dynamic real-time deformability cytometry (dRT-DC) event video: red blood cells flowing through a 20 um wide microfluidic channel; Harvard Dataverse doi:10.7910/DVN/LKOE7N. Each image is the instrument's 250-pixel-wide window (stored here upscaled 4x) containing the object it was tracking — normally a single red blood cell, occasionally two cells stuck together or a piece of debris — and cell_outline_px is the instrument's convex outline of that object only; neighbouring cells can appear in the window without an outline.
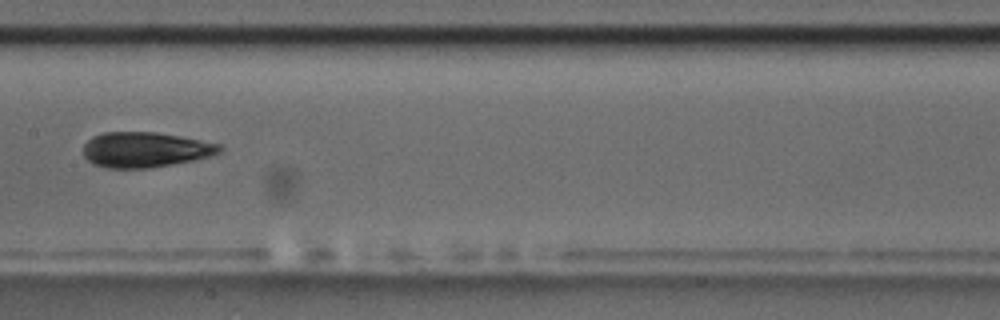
{"species": "common noctule bat (a hibernating species)", "species_latin": "Nyctalus noctula", "temperature_condition": "room temperature", "stored_images_in_passage": 14, "camera_frame_rate_fps": 3000, "um_per_image_px": 0.085, "animal": {"sex": "male", "body_mass_g": 17.5, "forearm_length_mm": 52.3}, "frame": {"image": 1, "passage_image": 7, "time_ms": 8.0, "image_size_px": [1000, 320], "cell_outline_px": [[224, 148], [220, 152], [212, 156], [196, 160], [148, 168], [108, 168], [92, 164], [84, 156], [84, 144], [92, 136], [104, 132], [156, 132], [180, 136], [220, 144]], "centroid_in_image_um": [12.36, 12.72], "position_along_channel_um": 195.0, "area_um2": 28.15}}
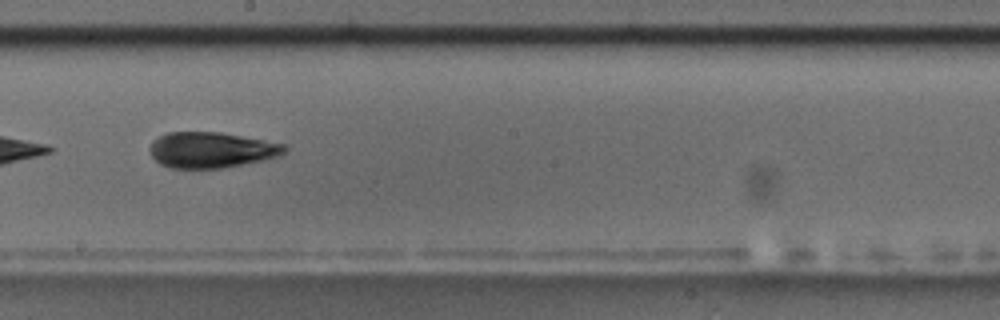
{"frame": {"image": 2, "passage_image": 8, "time_ms": 9.0, "image_size_px": [1000, 320], "cell_outline_px": [[288, 148], [280, 156], [264, 160], [220, 168], [172, 168], [160, 164], [152, 156], [148, 148], [152, 140], [168, 132], [220, 132], [288, 144]], "centroid_in_image_um": [17.98, 12.74], "position_along_channel_um": 230.2, "area_um2": 28.21}, "authors_computed_cell_mechanics": {"area_um2": 28.4087, "velocity_mm_per_s": 3.5455, "shape_relaxation_time_tau1_ms": 2.2382, "shape_relaxation_time_tau2_ms": 2.6385, "deformation_change_tau1": 0.0572, "deformation_change_tau2": 0.0618}}